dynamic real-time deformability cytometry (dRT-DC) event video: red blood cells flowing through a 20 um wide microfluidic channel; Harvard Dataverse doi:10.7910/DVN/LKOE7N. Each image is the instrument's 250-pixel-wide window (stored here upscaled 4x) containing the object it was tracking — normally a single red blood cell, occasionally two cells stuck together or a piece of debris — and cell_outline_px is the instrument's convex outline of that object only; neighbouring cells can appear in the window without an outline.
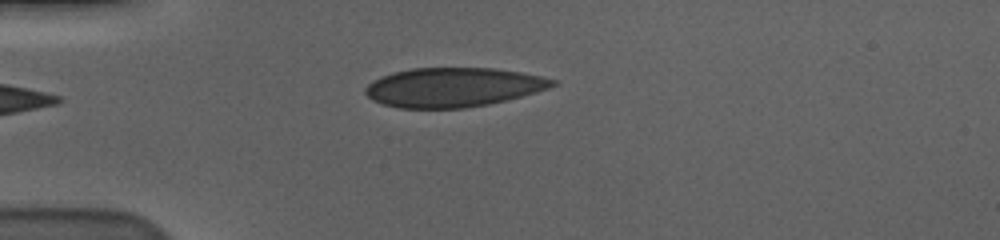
{"species": "human", "species_latin": "Homo sapiens", "temperature_condition": "cold", "stored_images_in_passage": 42, "camera_frame_rate_fps": 3000, "um_per_image_px": 0.085, "donor": {"sex": "male"}, "frame": {"image": 1, "passage_image": 1, "time_ms": 0.0, "image_size_px": [1000, 240], "cell_outline_px": [[556, 84], [548, 88], [536, 92], [488, 104], [464, 108], [400, 108], [384, 104], [372, 100], [364, 92], [364, 88], [372, 80], [380, 76], [412, 68], [492, 68], [520, 72], [540, 76], [556, 80]], "centroid_in_image_um": [38.48, 7.42], "position_along_channel_um": 46.5, "area_um2": 42.54}}
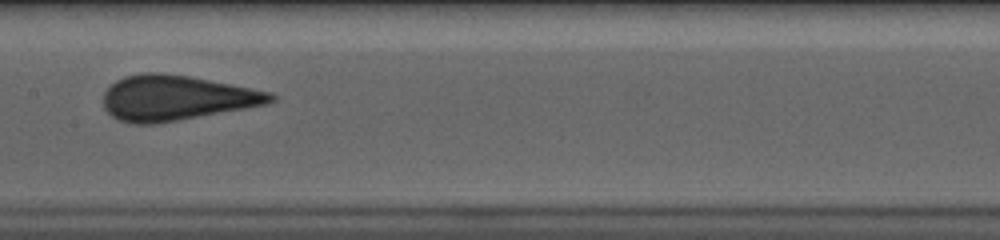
{"frame": {"image": 2, "passage_image": 15, "time_ms": 4.667, "image_size_px": [1000, 240], "cell_outline_px": [[276, 100], [268, 104], [156, 124], [132, 124], [120, 120], [112, 116], [104, 108], [104, 92], [116, 80], [124, 76], [144, 72], [160, 72], [188, 76], [272, 92], [276, 96]], "centroid_in_image_um": [14.97, 8.32], "position_along_channel_um": 192.4, "area_um2": 43.87}}
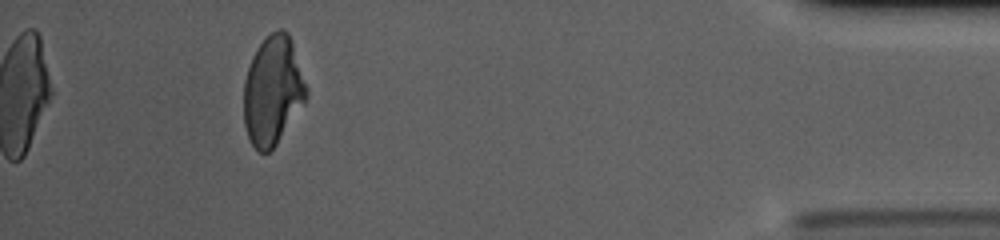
{"frame": {"image": 3, "passage_image": 38, "time_ms": 12.333, "image_size_px": [1000, 240], "cell_outline_px": [[308, 92], [304, 104], [276, 144], [268, 152], [256, 152], [248, 136], [244, 124], [244, 80], [252, 56], [256, 48], [276, 28], [284, 28], [288, 32], [308, 88]], "centroid_in_image_um": [23.18, 7.7], "position_along_channel_um": 412.0, "area_um2": 39.65}, "authors_computed_cell_mechanics": {"area_um2": 42.4541, "velocity_mm_per_s": 3.5849, "shape_relaxation_time_tau1_ms": 7.9446, "shape_relaxation_time_tau2_ms": null, "deformation_change_tau1": 0.15, "deformation_change_tau2": null}}